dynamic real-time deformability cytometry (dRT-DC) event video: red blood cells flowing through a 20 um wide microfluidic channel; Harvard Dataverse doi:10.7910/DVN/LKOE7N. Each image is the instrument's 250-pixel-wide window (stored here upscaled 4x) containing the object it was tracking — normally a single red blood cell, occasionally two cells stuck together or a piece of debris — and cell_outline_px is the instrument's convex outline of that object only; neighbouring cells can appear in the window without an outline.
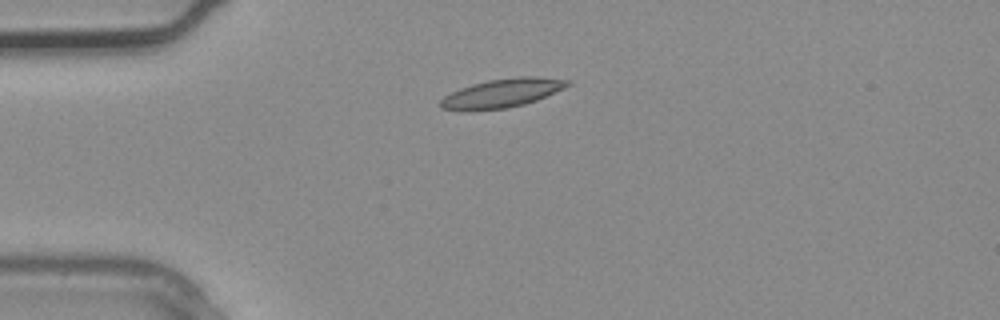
{"species": "common noctule bat (a hibernating species)", "species_latin": "Nyctalus noctula", "temperature_condition": "warm", "stored_images_in_passage": 1, "camera_frame_rate_fps": 3000, "um_per_image_px": 0.085, "animal": {"sex": "male", "body_mass_g": 20.4}, "frame": {"image": 1, "passage_image": 1, "time_ms": 0.0, "image_size_px": [1000, 320], "cell_outline_px": [[572, 84], [564, 88], [536, 100], [524, 104], [508, 108], [468, 112], [440, 108], [440, 100], [444, 96], [460, 88], [472, 84], [488, 80], [520, 76], [540, 76], [572, 80]], "centroid_in_image_um": [42.68, 7.92], "position_along_channel_um": 42.3, "area_um2": 21.68}}